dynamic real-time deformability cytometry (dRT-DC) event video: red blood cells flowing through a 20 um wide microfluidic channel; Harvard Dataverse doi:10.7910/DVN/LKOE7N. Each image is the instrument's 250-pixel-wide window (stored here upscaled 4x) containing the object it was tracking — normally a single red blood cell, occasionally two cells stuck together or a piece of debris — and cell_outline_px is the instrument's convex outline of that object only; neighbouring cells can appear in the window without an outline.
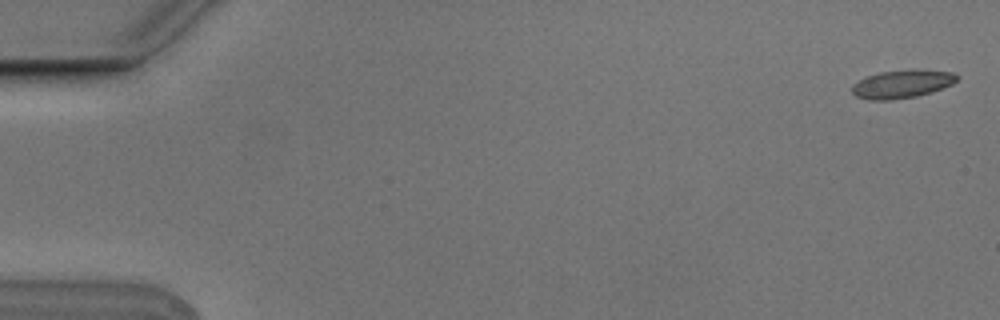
{"species": "Egyptian fruit bat (a non-hibernating species)", "species_latin": "Rousettus aegyptiacus", "temperature_condition": "cold", "stored_images_in_passage": 5, "camera_frame_rate_fps": 3000, "um_per_image_px": 0.085, "animal": {"sex": "male"}, "frame": {"image": 1, "passage_image": 1, "time_ms": 0.0, "image_size_px": [1000, 320], "cell_outline_px": [[960, 76], [952, 84], [916, 96], [888, 100], [868, 100], [856, 96], [852, 92], [852, 84], [868, 76], [880, 72], [952, 72]], "centroid_in_image_um": [76.59, 7.19], "position_along_channel_um": 8.4, "area_um2": 16.13}}